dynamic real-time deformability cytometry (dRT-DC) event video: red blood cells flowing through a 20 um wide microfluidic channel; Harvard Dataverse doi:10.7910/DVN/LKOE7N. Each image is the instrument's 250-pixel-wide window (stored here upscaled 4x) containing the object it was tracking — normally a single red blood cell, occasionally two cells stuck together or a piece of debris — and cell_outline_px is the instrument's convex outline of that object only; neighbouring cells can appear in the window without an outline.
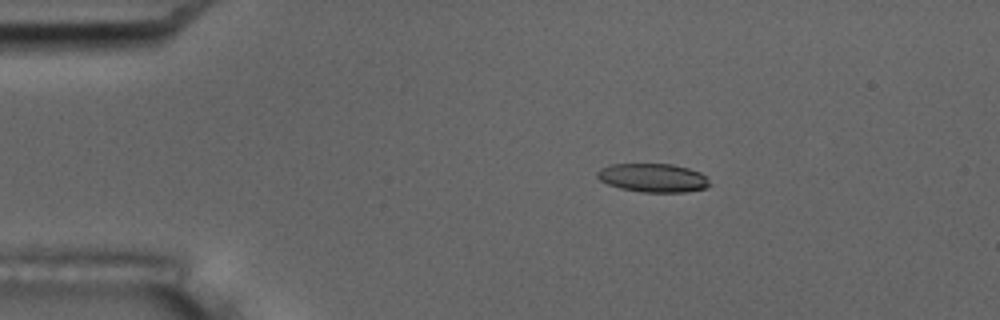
{"species": "common noctule bat (a hibernating species)", "species_latin": "Nyctalus noctula", "temperature_condition": "room temperature", "stored_images_in_passage": 7, "camera_frame_rate_fps": 3000, "um_per_image_px": 0.085, "animal": {"sex": "male", "body_mass_g": 17.5, "forearm_length_mm": 52.3}, "frame": {"image": 1, "passage_image": 4, "time_ms": 3.333, "image_size_px": [1000, 320], "cell_outline_px": [[712, 184], [704, 188], [684, 192], [644, 192], [620, 188], [608, 184], [600, 180], [596, 176], [596, 172], [600, 168], [612, 164], [672, 164], [688, 168], [700, 172], [708, 176]], "centroid_in_image_um": [55.53, 15.11], "position_along_channel_um": 29.5, "area_um2": 18.84}}